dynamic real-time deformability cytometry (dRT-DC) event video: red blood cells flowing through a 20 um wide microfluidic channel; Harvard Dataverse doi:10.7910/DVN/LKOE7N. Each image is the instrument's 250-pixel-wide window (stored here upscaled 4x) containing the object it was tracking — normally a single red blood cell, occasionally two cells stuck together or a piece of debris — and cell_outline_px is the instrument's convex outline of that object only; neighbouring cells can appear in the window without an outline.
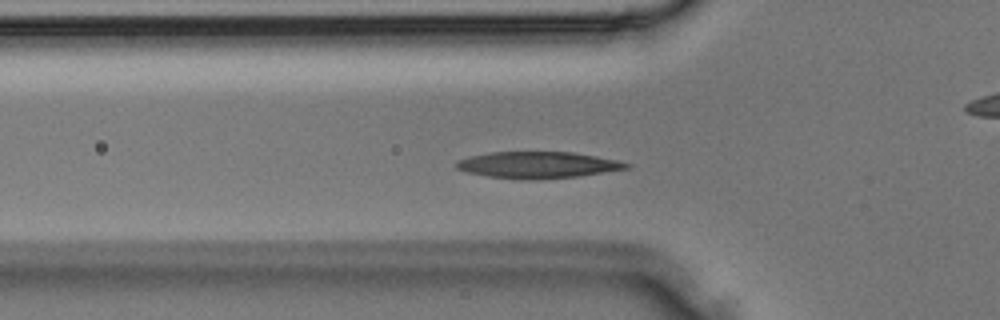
{"species": "Egyptian fruit bat (a non-hibernating species)", "species_latin": "Rousettus aegyptiacus", "temperature_condition": "room temperature", "stored_images_in_passage": 27, "camera_frame_rate_fps": 3000, "um_per_image_px": 0.085, "animal": {"sex": "male"}, "frame": {"image": 1, "passage_image": 7, "time_ms": 2.0, "image_size_px": [1000, 320], "cell_outline_px": [[632, 164], [628, 168], [576, 176], [488, 176], [468, 172], [456, 168], [456, 160], [468, 156], [488, 152], [572, 152], [596, 156], [616, 160]], "centroid_in_image_um": [45.68, 13.95], "position_along_channel_um": 80.1, "area_um2": 24.74}}
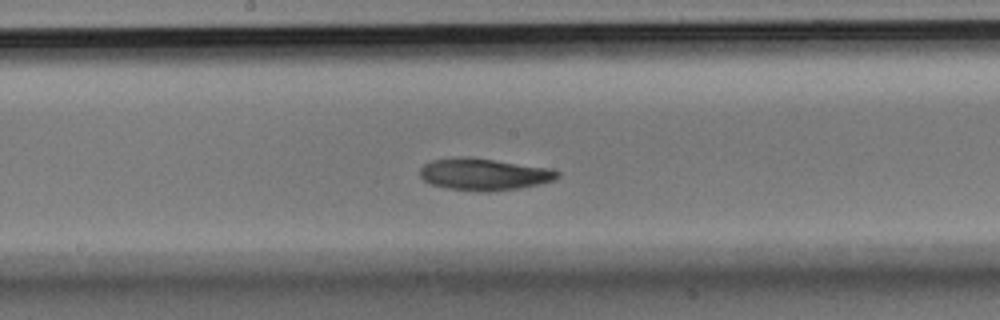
{"frame": {"image": 2, "passage_image": 14, "time_ms": 4.333, "image_size_px": [1000, 320], "cell_outline_px": [[560, 176], [556, 180], [540, 184], [520, 188], [488, 192], [484, 192], [448, 188], [432, 184], [424, 180], [420, 176], [420, 168], [424, 164], [432, 160], [460, 156], [464, 156], [552, 168], [560, 172]], "centroid_in_image_um": [41.18, 14.81], "position_along_channel_um": 207.0, "area_um2": 25.66}}
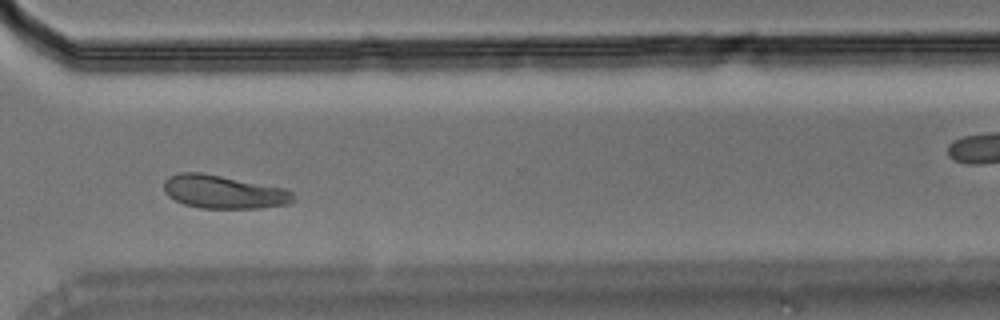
{"frame": {"image": 3, "passage_image": 22, "time_ms": 7.0, "image_size_px": [1000, 320], "cell_outline_px": [[296, 200], [288, 204], [260, 208], [200, 208], [184, 204], [168, 196], [164, 192], [164, 180], [168, 176], [180, 172], [200, 172], [284, 188], [292, 192]], "centroid_in_image_um": [18.99, 16.31], "position_along_channel_um": 351.6, "area_um2": 25.09}}